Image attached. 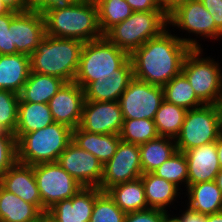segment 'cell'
<instances>
[{"label":"cell","instance_id":"cell-41","mask_svg":"<svg viewBox=\"0 0 222 222\" xmlns=\"http://www.w3.org/2000/svg\"><path fill=\"white\" fill-rule=\"evenodd\" d=\"M212 15L216 26L222 31V0H200Z\"/></svg>","mask_w":222,"mask_h":222},{"label":"cell","instance_id":"cell-15","mask_svg":"<svg viewBox=\"0 0 222 222\" xmlns=\"http://www.w3.org/2000/svg\"><path fill=\"white\" fill-rule=\"evenodd\" d=\"M9 29L17 52L28 56L32 55L46 35L43 14L32 8L17 12L11 19Z\"/></svg>","mask_w":222,"mask_h":222},{"label":"cell","instance_id":"cell-42","mask_svg":"<svg viewBox=\"0 0 222 222\" xmlns=\"http://www.w3.org/2000/svg\"><path fill=\"white\" fill-rule=\"evenodd\" d=\"M133 12L163 11L157 0H126Z\"/></svg>","mask_w":222,"mask_h":222},{"label":"cell","instance_id":"cell-2","mask_svg":"<svg viewBox=\"0 0 222 222\" xmlns=\"http://www.w3.org/2000/svg\"><path fill=\"white\" fill-rule=\"evenodd\" d=\"M101 76H133L129 54L104 36L84 43L74 82L84 89Z\"/></svg>","mask_w":222,"mask_h":222},{"label":"cell","instance_id":"cell-34","mask_svg":"<svg viewBox=\"0 0 222 222\" xmlns=\"http://www.w3.org/2000/svg\"><path fill=\"white\" fill-rule=\"evenodd\" d=\"M157 177L164 178L179 188L185 183L188 186V168L184 152L176 151L167 161L153 172ZM180 183V184H179Z\"/></svg>","mask_w":222,"mask_h":222},{"label":"cell","instance_id":"cell-14","mask_svg":"<svg viewBox=\"0 0 222 222\" xmlns=\"http://www.w3.org/2000/svg\"><path fill=\"white\" fill-rule=\"evenodd\" d=\"M124 118L118 101H84L79 128L98 134H120Z\"/></svg>","mask_w":222,"mask_h":222},{"label":"cell","instance_id":"cell-17","mask_svg":"<svg viewBox=\"0 0 222 222\" xmlns=\"http://www.w3.org/2000/svg\"><path fill=\"white\" fill-rule=\"evenodd\" d=\"M99 187H82L70 199H64L51 207L46 215L54 222H89Z\"/></svg>","mask_w":222,"mask_h":222},{"label":"cell","instance_id":"cell-5","mask_svg":"<svg viewBox=\"0 0 222 222\" xmlns=\"http://www.w3.org/2000/svg\"><path fill=\"white\" fill-rule=\"evenodd\" d=\"M72 141V129L54 122L17 139V161L27 165L53 163Z\"/></svg>","mask_w":222,"mask_h":222},{"label":"cell","instance_id":"cell-11","mask_svg":"<svg viewBox=\"0 0 222 222\" xmlns=\"http://www.w3.org/2000/svg\"><path fill=\"white\" fill-rule=\"evenodd\" d=\"M142 174L139 145L121 140L116 153L103 165L99 188L107 191L116 184L136 180Z\"/></svg>","mask_w":222,"mask_h":222},{"label":"cell","instance_id":"cell-20","mask_svg":"<svg viewBox=\"0 0 222 222\" xmlns=\"http://www.w3.org/2000/svg\"><path fill=\"white\" fill-rule=\"evenodd\" d=\"M30 71V56L20 53L0 55V90L19 94Z\"/></svg>","mask_w":222,"mask_h":222},{"label":"cell","instance_id":"cell-23","mask_svg":"<svg viewBox=\"0 0 222 222\" xmlns=\"http://www.w3.org/2000/svg\"><path fill=\"white\" fill-rule=\"evenodd\" d=\"M188 207L209 215L222 211V192L215 181H205L187 186Z\"/></svg>","mask_w":222,"mask_h":222},{"label":"cell","instance_id":"cell-1","mask_svg":"<svg viewBox=\"0 0 222 222\" xmlns=\"http://www.w3.org/2000/svg\"><path fill=\"white\" fill-rule=\"evenodd\" d=\"M198 43L195 38H181L164 30L129 55L134 78L164 86L182 72L184 59L191 49H202Z\"/></svg>","mask_w":222,"mask_h":222},{"label":"cell","instance_id":"cell-36","mask_svg":"<svg viewBox=\"0 0 222 222\" xmlns=\"http://www.w3.org/2000/svg\"><path fill=\"white\" fill-rule=\"evenodd\" d=\"M19 94L0 90V130L15 133L17 127Z\"/></svg>","mask_w":222,"mask_h":222},{"label":"cell","instance_id":"cell-13","mask_svg":"<svg viewBox=\"0 0 222 222\" xmlns=\"http://www.w3.org/2000/svg\"><path fill=\"white\" fill-rule=\"evenodd\" d=\"M83 187H99L103 177V164L92 153L71 141L56 161Z\"/></svg>","mask_w":222,"mask_h":222},{"label":"cell","instance_id":"cell-10","mask_svg":"<svg viewBox=\"0 0 222 222\" xmlns=\"http://www.w3.org/2000/svg\"><path fill=\"white\" fill-rule=\"evenodd\" d=\"M163 100V86L133 78L118 102L124 119L154 120Z\"/></svg>","mask_w":222,"mask_h":222},{"label":"cell","instance_id":"cell-21","mask_svg":"<svg viewBox=\"0 0 222 222\" xmlns=\"http://www.w3.org/2000/svg\"><path fill=\"white\" fill-rule=\"evenodd\" d=\"M72 141L104 165L116 153L121 139L119 134L90 133L77 127L72 129Z\"/></svg>","mask_w":222,"mask_h":222},{"label":"cell","instance_id":"cell-29","mask_svg":"<svg viewBox=\"0 0 222 222\" xmlns=\"http://www.w3.org/2000/svg\"><path fill=\"white\" fill-rule=\"evenodd\" d=\"M139 149L143 173H152L177 151L175 139L163 136L140 144Z\"/></svg>","mask_w":222,"mask_h":222},{"label":"cell","instance_id":"cell-26","mask_svg":"<svg viewBox=\"0 0 222 222\" xmlns=\"http://www.w3.org/2000/svg\"><path fill=\"white\" fill-rule=\"evenodd\" d=\"M142 179L145 198L148 208L166 210V206L171 205L173 200L180 194L179 188L164 178L157 177L153 173H143ZM179 193V194H178Z\"/></svg>","mask_w":222,"mask_h":222},{"label":"cell","instance_id":"cell-48","mask_svg":"<svg viewBox=\"0 0 222 222\" xmlns=\"http://www.w3.org/2000/svg\"><path fill=\"white\" fill-rule=\"evenodd\" d=\"M215 182L222 192V169L219 170L217 176L215 177Z\"/></svg>","mask_w":222,"mask_h":222},{"label":"cell","instance_id":"cell-39","mask_svg":"<svg viewBox=\"0 0 222 222\" xmlns=\"http://www.w3.org/2000/svg\"><path fill=\"white\" fill-rule=\"evenodd\" d=\"M168 211L148 208L126 214L124 222H167L169 219Z\"/></svg>","mask_w":222,"mask_h":222},{"label":"cell","instance_id":"cell-18","mask_svg":"<svg viewBox=\"0 0 222 222\" xmlns=\"http://www.w3.org/2000/svg\"><path fill=\"white\" fill-rule=\"evenodd\" d=\"M0 185L41 210V198L34 175V166L17 161L0 177Z\"/></svg>","mask_w":222,"mask_h":222},{"label":"cell","instance_id":"cell-19","mask_svg":"<svg viewBox=\"0 0 222 222\" xmlns=\"http://www.w3.org/2000/svg\"><path fill=\"white\" fill-rule=\"evenodd\" d=\"M184 154L188 168V185L215 181L220 170L216 141L186 150Z\"/></svg>","mask_w":222,"mask_h":222},{"label":"cell","instance_id":"cell-52","mask_svg":"<svg viewBox=\"0 0 222 222\" xmlns=\"http://www.w3.org/2000/svg\"><path fill=\"white\" fill-rule=\"evenodd\" d=\"M0 135H14V134L8 132L7 130H0Z\"/></svg>","mask_w":222,"mask_h":222},{"label":"cell","instance_id":"cell-32","mask_svg":"<svg viewBox=\"0 0 222 222\" xmlns=\"http://www.w3.org/2000/svg\"><path fill=\"white\" fill-rule=\"evenodd\" d=\"M120 139L127 143L143 144L159 137L154 120L124 119Z\"/></svg>","mask_w":222,"mask_h":222},{"label":"cell","instance_id":"cell-38","mask_svg":"<svg viewBox=\"0 0 222 222\" xmlns=\"http://www.w3.org/2000/svg\"><path fill=\"white\" fill-rule=\"evenodd\" d=\"M17 12L10 11L0 15V55L17 54V49L13 44L12 31L9 26L11 19Z\"/></svg>","mask_w":222,"mask_h":222},{"label":"cell","instance_id":"cell-47","mask_svg":"<svg viewBox=\"0 0 222 222\" xmlns=\"http://www.w3.org/2000/svg\"><path fill=\"white\" fill-rule=\"evenodd\" d=\"M206 222H222V211L206 215Z\"/></svg>","mask_w":222,"mask_h":222},{"label":"cell","instance_id":"cell-6","mask_svg":"<svg viewBox=\"0 0 222 222\" xmlns=\"http://www.w3.org/2000/svg\"><path fill=\"white\" fill-rule=\"evenodd\" d=\"M168 26V15L164 11L133 12L103 36L130 55L149 39L159 36Z\"/></svg>","mask_w":222,"mask_h":222},{"label":"cell","instance_id":"cell-45","mask_svg":"<svg viewBox=\"0 0 222 222\" xmlns=\"http://www.w3.org/2000/svg\"><path fill=\"white\" fill-rule=\"evenodd\" d=\"M160 8L168 15L177 6L185 3L187 0H157Z\"/></svg>","mask_w":222,"mask_h":222},{"label":"cell","instance_id":"cell-51","mask_svg":"<svg viewBox=\"0 0 222 222\" xmlns=\"http://www.w3.org/2000/svg\"><path fill=\"white\" fill-rule=\"evenodd\" d=\"M85 1H88L89 3H92L93 5L97 6L98 4H100L104 0H85Z\"/></svg>","mask_w":222,"mask_h":222},{"label":"cell","instance_id":"cell-8","mask_svg":"<svg viewBox=\"0 0 222 222\" xmlns=\"http://www.w3.org/2000/svg\"><path fill=\"white\" fill-rule=\"evenodd\" d=\"M202 51V49L190 50L184 59L182 73L204 105H220L222 104V69L213 58H200Z\"/></svg>","mask_w":222,"mask_h":222},{"label":"cell","instance_id":"cell-50","mask_svg":"<svg viewBox=\"0 0 222 222\" xmlns=\"http://www.w3.org/2000/svg\"><path fill=\"white\" fill-rule=\"evenodd\" d=\"M40 222H54V221L45 214V215L40 219Z\"/></svg>","mask_w":222,"mask_h":222},{"label":"cell","instance_id":"cell-40","mask_svg":"<svg viewBox=\"0 0 222 222\" xmlns=\"http://www.w3.org/2000/svg\"><path fill=\"white\" fill-rule=\"evenodd\" d=\"M81 0H31V8L43 14L50 8L69 5Z\"/></svg>","mask_w":222,"mask_h":222},{"label":"cell","instance_id":"cell-4","mask_svg":"<svg viewBox=\"0 0 222 222\" xmlns=\"http://www.w3.org/2000/svg\"><path fill=\"white\" fill-rule=\"evenodd\" d=\"M84 42L45 35L30 56L31 72L74 81Z\"/></svg>","mask_w":222,"mask_h":222},{"label":"cell","instance_id":"cell-7","mask_svg":"<svg viewBox=\"0 0 222 222\" xmlns=\"http://www.w3.org/2000/svg\"><path fill=\"white\" fill-rule=\"evenodd\" d=\"M222 134V104L203 105L187 111L179 135L175 138L177 151L217 141Z\"/></svg>","mask_w":222,"mask_h":222},{"label":"cell","instance_id":"cell-24","mask_svg":"<svg viewBox=\"0 0 222 222\" xmlns=\"http://www.w3.org/2000/svg\"><path fill=\"white\" fill-rule=\"evenodd\" d=\"M64 83V80L56 76L30 71L28 79L19 93V102L49 103Z\"/></svg>","mask_w":222,"mask_h":222},{"label":"cell","instance_id":"cell-49","mask_svg":"<svg viewBox=\"0 0 222 222\" xmlns=\"http://www.w3.org/2000/svg\"><path fill=\"white\" fill-rule=\"evenodd\" d=\"M10 10L8 7L3 3L2 0H0V15L9 13Z\"/></svg>","mask_w":222,"mask_h":222},{"label":"cell","instance_id":"cell-33","mask_svg":"<svg viewBox=\"0 0 222 222\" xmlns=\"http://www.w3.org/2000/svg\"><path fill=\"white\" fill-rule=\"evenodd\" d=\"M97 8L98 22L103 34L115 24L125 21L133 13L126 0H104L97 5Z\"/></svg>","mask_w":222,"mask_h":222},{"label":"cell","instance_id":"cell-30","mask_svg":"<svg viewBox=\"0 0 222 222\" xmlns=\"http://www.w3.org/2000/svg\"><path fill=\"white\" fill-rule=\"evenodd\" d=\"M164 100L186 110L195 109L204 104L197 98L186 76L181 72L163 86Z\"/></svg>","mask_w":222,"mask_h":222},{"label":"cell","instance_id":"cell-31","mask_svg":"<svg viewBox=\"0 0 222 222\" xmlns=\"http://www.w3.org/2000/svg\"><path fill=\"white\" fill-rule=\"evenodd\" d=\"M187 111L163 100L154 118L159 136L175 139L181 131Z\"/></svg>","mask_w":222,"mask_h":222},{"label":"cell","instance_id":"cell-27","mask_svg":"<svg viewBox=\"0 0 222 222\" xmlns=\"http://www.w3.org/2000/svg\"><path fill=\"white\" fill-rule=\"evenodd\" d=\"M116 205L125 213L148 209L145 189L141 178L119 183L107 190Z\"/></svg>","mask_w":222,"mask_h":222},{"label":"cell","instance_id":"cell-22","mask_svg":"<svg viewBox=\"0 0 222 222\" xmlns=\"http://www.w3.org/2000/svg\"><path fill=\"white\" fill-rule=\"evenodd\" d=\"M45 214L0 185V222H38Z\"/></svg>","mask_w":222,"mask_h":222},{"label":"cell","instance_id":"cell-25","mask_svg":"<svg viewBox=\"0 0 222 222\" xmlns=\"http://www.w3.org/2000/svg\"><path fill=\"white\" fill-rule=\"evenodd\" d=\"M54 122L48 103L19 102L14 136L17 140L25 133L42 129Z\"/></svg>","mask_w":222,"mask_h":222},{"label":"cell","instance_id":"cell-9","mask_svg":"<svg viewBox=\"0 0 222 222\" xmlns=\"http://www.w3.org/2000/svg\"><path fill=\"white\" fill-rule=\"evenodd\" d=\"M34 175L44 214L61 200L73 197L83 187L57 162L34 165Z\"/></svg>","mask_w":222,"mask_h":222},{"label":"cell","instance_id":"cell-3","mask_svg":"<svg viewBox=\"0 0 222 222\" xmlns=\"http://www.w3.org/2000/svg\"><path fill=\"white\" fill-rule=\"evenodd\" d=\"M46 35L74 38L85 42L103 37L98 22V8L88 1L57 6L43 13Z\"/></svg>","mask_w":222,"mask_h":222},{"label":"cell","instance_id":"cell-16","mask_svg":"<svg viewBox=\"0 0 222 222\" xmlns=\"http://www.w3.org/2000/svg\"><path fill=\"white\" fill-rule=\"evenodd\" d=\"M84 101V89L72 81L65 82L48 104L55 122L75 129L81 121Z\"/></svg>","mask_w":222,"mask_h":222},{"label":"cell","instance_id":"cell-35","mask_svg":"<svg viewBox=\"0 0 222 222\" xmlns=\"http://www.w3.org/2000/svg\"><path fill=\"white\" fill-rule=\"evenodd\" d=\"M126 214L107 191H102L96 197L89 222H124Z\"/></svg>","mask_w":222,"mask_h":222},{"label":"cell","instance_id":"cell-43","mask_svg":"<svg viewBox=\"0 0 222 222\" xmlns=\"http://www.w3.org/2000/svg\"><path fill=\"white\" fill-rule=\"evenodd\" d=\"M169 217L173 222H206V215L199 212L193 211L189 207L186 208V211L182 213L181 216Z\"/></svg>","mask_w":222,"mask_h":222},{"label":"cell","instance_id":"cell-12","mask_svg":"<svg viewBox=\"0 0 222 222\" xmlns=\"http://www.w3.org/2000/svg\"><path fill=\"white\" fill-rule=\"evenodd\" d=\"M168 25L176 26L199 37L218 39L222 31L200 0H187L168 14Z\"/></svg>","mask_w":222,"mask_h":222},{"label":"cell","instance_id":"cell-46","mask_svg":"<svg viewBox=\"0 0 222 222\" xmlns=\"http://www.w3.org/2000/svg\"><path fill=\"white\" fill-rule=\"evenodd\" d=\"M216 150H217L218 159H219V166H220V169H222V134L218 137L216 141Z\"/></svg>","mask_w":222,"mask_h":222},{"label":"cell","instance_id":"cell-37","mask_svg":"<svg viewBox=\"0 0 222 222\" xmlns=\"http://www.w3.org/2000/svg\"><path fill=\"white\" fill-rule=\"evenodd\" d=\"M17 162V140L14 135H0V177Z\"/></svg>","mask_w":222,"mask_h":222},{"label":"cell","instance_id":"cell-44","mask_svg":"<svg viewBox=\"0 0 222 222\" xmlns=\"http://www.w3.org/2000/svg\"><path fill=\"white\" fill-rule=\"evenodd\" d=\"M10 11L24 12L31 9V0H2Z\"/></svg>","mask_w":222,"mask_h":222},{"label":"cell","instance_id":"cell-28","mask_svg":"<svg viewBox=\"0 0 222 222\" xmlns=\"http://www.w3.org/2000/svg\"><path fill=\"white\" fill-rule=\"evenodd\" d=\"M134 76H101L84 88L87 101H118Z\"/></svg>","mask_w":222,"mask_h":222}]
</instances>
